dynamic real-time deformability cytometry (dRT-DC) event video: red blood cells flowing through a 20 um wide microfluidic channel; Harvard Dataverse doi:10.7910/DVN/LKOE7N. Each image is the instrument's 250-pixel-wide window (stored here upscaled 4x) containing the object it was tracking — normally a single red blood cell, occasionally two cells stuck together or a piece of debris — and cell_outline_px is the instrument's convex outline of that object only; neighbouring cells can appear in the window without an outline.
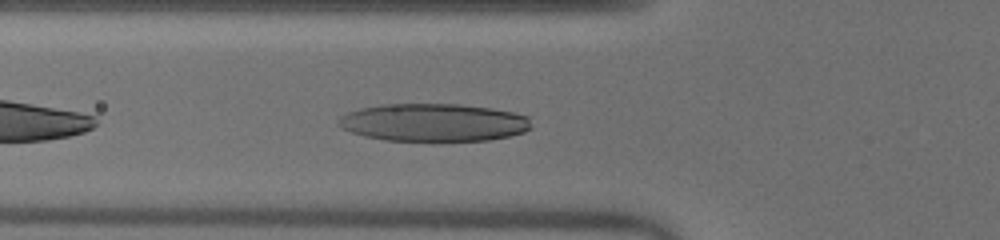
{"species": "human", "species_latin": "Homo sapiens", "temperature_condition": "warm", "stored_images_in_passage": 30, "camera_frame_rate_fps": 3000, "um_per_image_px": 0.085, "donor": {"sex": "male"}, "frame": {"image": 1, "passage_image": 4, "time_ms": 1.0, "image_size_px": [1000, 240], "cell_outline_px": [[532, 128], [524, 132], [508, 136], [488, 140], [384, 140], [364, 136], [340, 128], [336, 124], [336, 120], [340, 116], [348, 112], [360, 108], [380, 104], [456, 104], [488, 108], [512, 112], [528, 116]], "centroid_in_image_um": [36.8, 10.4], "position_along_channel_um": 89.0, "area_um2": 42.37}}
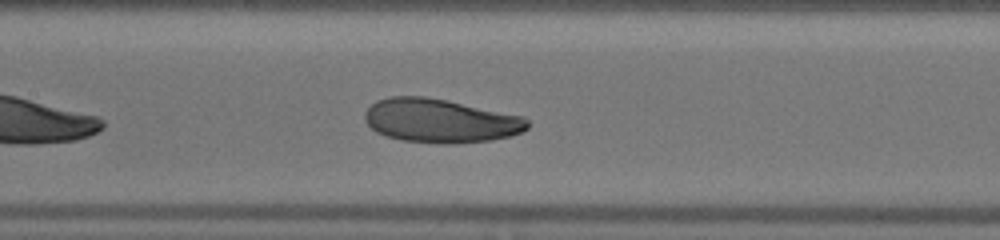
{"frame": {"image": 2, "passage_image": 10, "time_ms": 3.0, "image_size_px": [1000, 240], "cell_outline_px": [[528, 128], [512, 136], [492, 140], [452, 144], [444, 144], [400, 140], [376, 132], [364, 120], [364, 112], [376, 100], [392, 96], [424, 96], [524, 116], [528, 120]], "centroid_in_image_um": [37.42, 10.27], "position_along_channel_um": 170.0, "area_um2": 41.5}}
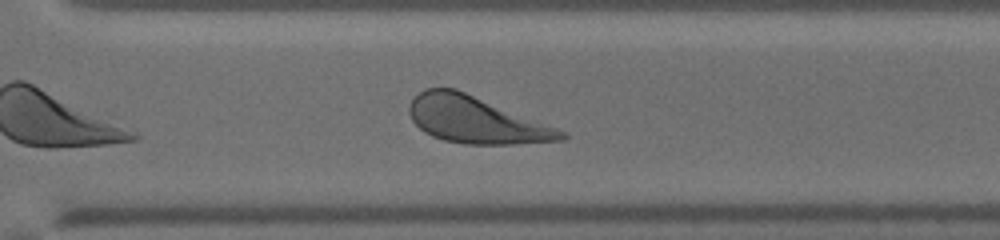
{"frame": {"image": 3, "passage_image": 22, "time_ms": 7.0, "image_size_px": [1000, 240], "cell_outline_px": [[568, 136], [564, 140], [512, 144], [464, 144], [444, 140], [432, 136], [424, 132], [412, 120], [408, 112], [408, 104], [424, 88], [456, 88], [556, 128], [564, 132]], "centroid_in_image_um": [40.39, 10.19], "position_along_channel_um": 330.2, "area_um2": 40.92}, "authors_computed_cell_mechanics": {"area_um2": 41.3848, "velocity_mm_per_s": 4.0216, "shape_relaxation_time_tau1_ms": 2.4014, "shape_relaxation_time_tau2_ms": 7.8142, "deformation_change_tau1": 0.1394, "deformation_change_tau2": 0.1973}}